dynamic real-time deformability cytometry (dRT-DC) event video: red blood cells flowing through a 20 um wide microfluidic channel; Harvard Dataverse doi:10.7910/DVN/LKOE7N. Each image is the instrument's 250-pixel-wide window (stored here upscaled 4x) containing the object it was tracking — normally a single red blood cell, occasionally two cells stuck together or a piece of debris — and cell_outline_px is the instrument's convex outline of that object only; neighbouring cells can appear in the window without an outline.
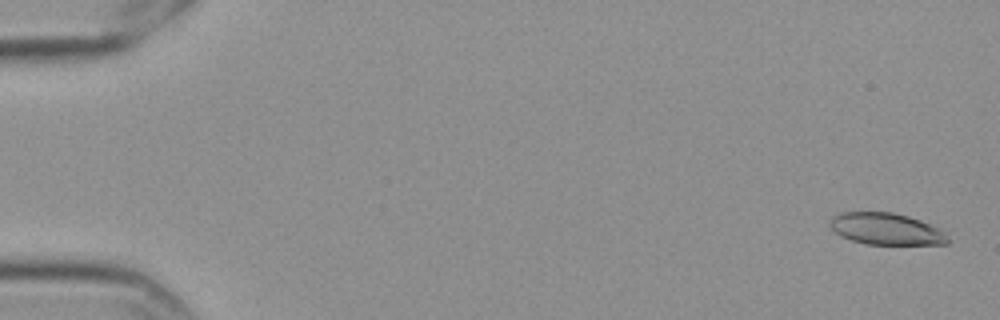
{"species": "Egyptian fruit bat (a non-hibernating species)", "species_latin": "Rousettus aegyptiacus", "temperature_condition": "cold", "stored_images_in_passage": 59, "camera_frame_rate_fps": 3000, "um_per_image_px": 0.085, "frame": {"image": 1, "passage_image": 2, "time_ms": 0.333, "image_size_px": [1000, 320], "cell_outline_px": [[948, 244], [864, 244], [840, 236], [828, 224], [832, 216], [844, 212], [892, 212], [908, 216], [920, 220], [944, 232], [948, 240]], "centroid_in_image_um": [75.28, 19.46], "position_along_channel_um": 9.7, "area_um2": 21.56}}
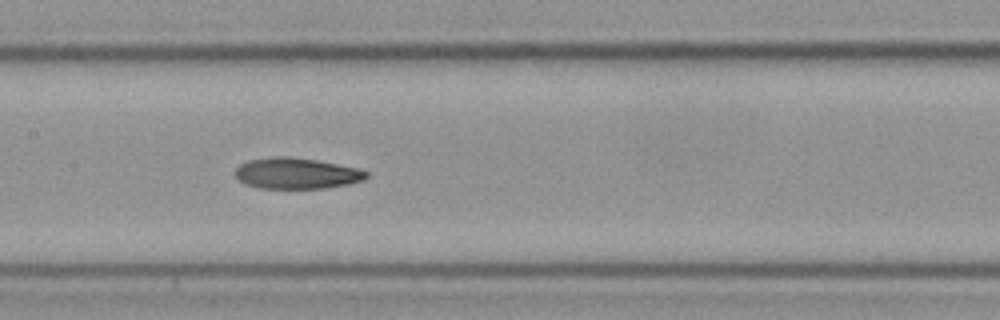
{"frame": {"image": 2, "passage_image": 29, "time_ms": 9.333, "image_size_px": [1000, 320], "cell_outline_px": [[368, 176], [364, 180], [348, 184], [324, 188], [260, 188], [244, 184], [236, 176], [236, 168], [240, 164], [248, 160], [276, 156], [288, 156], [316, 160], [360, 168], [368, 172]], "centroid_in_image_um": [25.22, 14.73], "position_along_channel_um": 182.2, "area_um2": 23.7}}
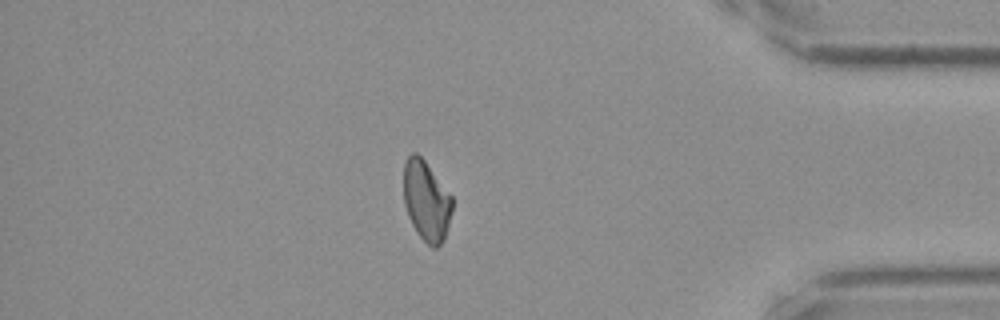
{"frame": {"image": 3, "passage_image": 50, "time_ms": 16.333, "image_size_px": [1000, 320], "cell_outline_px": [[452, 212], [444, 240], [436, 248], [432, 248], [416, 232], [408, 216], [404, 204], [404, 164], [408, 156], [412, 152], [416, 152], [424, 160], [452, 196]], "centroid_in_image_um": [36.24, 17.08], "position_along_channel_um": 399.0, "area_um2": 22.6}, "authors_computed_cell_mechanics": {"area_um2": 23.5246, "velocity_mm_per_s": 3.5496, "shape_relaxation_time_tau1_ms": null, "shape_relaxation_time_tau2_ms": 6.8744, "deformation_change_tau1": null, "deformation_change_tau2": 0.1445}}